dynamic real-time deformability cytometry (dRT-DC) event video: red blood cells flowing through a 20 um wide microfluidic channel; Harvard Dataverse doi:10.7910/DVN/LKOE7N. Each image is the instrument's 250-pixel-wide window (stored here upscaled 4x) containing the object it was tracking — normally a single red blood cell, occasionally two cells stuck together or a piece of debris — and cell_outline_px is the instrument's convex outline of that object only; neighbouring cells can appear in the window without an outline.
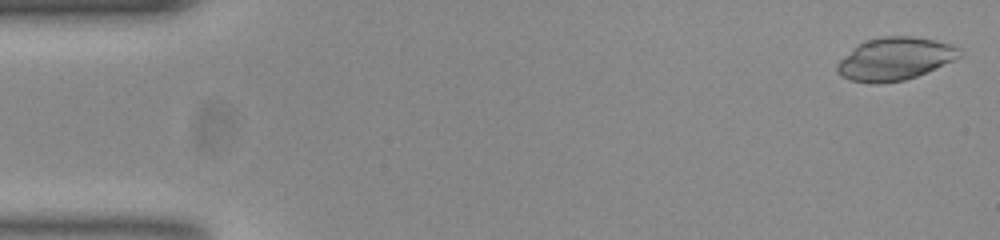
{"species": "common noctule bat (a hibernating species)", "species_latin": "Nyctalus noctula", "temperature_condition": "room temperature", "stored_images_in_passage": 49, "camera_frame_rate_fps": 3000, "um_per_image_px": 0.085, "animal": {"sex": "female", "body_mass_g": 23.0, "forearm_length_mm": 53.4}, "frame": {"image": 1, "passage_image": 1, "time_ms": 0.0, "image_size_px": [1000, 240], "cell_outline_px": [[960, 56], [952, 60], [916, 76], [904, 80], [880, 84], [872, 84], [848, 80], [840, 76], [836, 72], [836, 64], [856, 44], [880, 36], [912, 36], [936, 40], [960, 48]], "centroid_in_image_um": [75.99, 5.01], "position_along_channel_um": 9.0, "area_um2": 30.46}}